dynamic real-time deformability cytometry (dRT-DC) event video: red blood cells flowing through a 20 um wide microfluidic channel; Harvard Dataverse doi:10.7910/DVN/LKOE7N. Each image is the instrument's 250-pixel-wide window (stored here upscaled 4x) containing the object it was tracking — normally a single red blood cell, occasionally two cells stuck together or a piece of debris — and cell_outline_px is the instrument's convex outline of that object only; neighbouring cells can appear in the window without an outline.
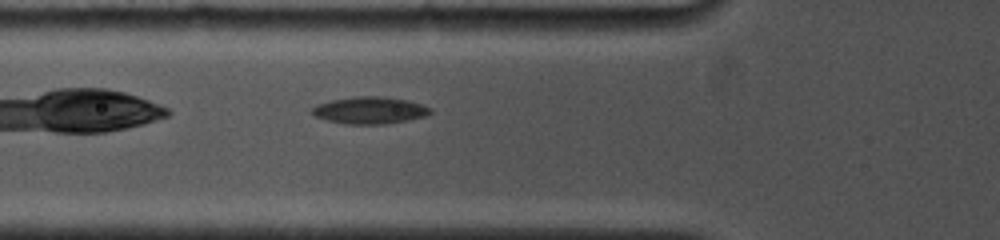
{"species": "common noctule bat (a hibernating species)", "species_latin": "Nyctalus noctula", "temperature_condition": "cold", "stored_images_in_passage": 55, "camera_frame_rate_fps": 5000, "um_per_image_px": 0.085, "animal": {"sex": "female", "body_mass_g": 19.0, "forearm_length_mm": 53.3}, "frame": {"image": 1, "passage_image": 11, "time_ms": 2.0, "image_size_px": [1000, 240], "cell_outline_px": [[432, 112], [424, 116], [408, 120], [384, 124], [348, 124], [328, 120], [316, 116], [312, 112], [312, 108], [320, 104], [332, 100], [356, 96], [380, 96], [408, 100], [432, 108]], "centroid_in_image_um": [31.47, 9.37], "position_along_channel_um": 94.3, "area_um2": 18.32}}
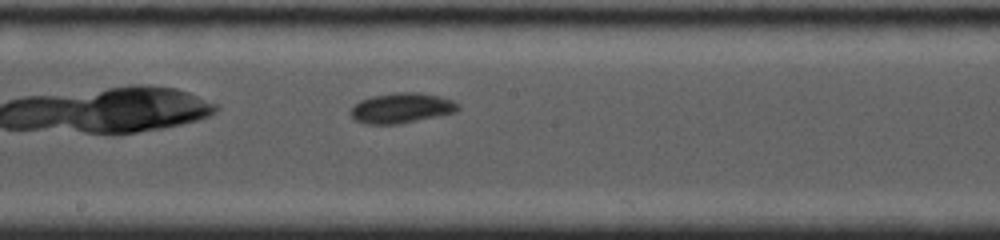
{"frame": {"image": 2, "passage_image": 27, "time_ms": 5.2, "image_size_px": [1000, 240], "cell_outline_px": [[460, 108], [456, 112], [400, 124], [364, 124], [356, 120], [348, 112], [360, 100], [372, 96], [396, 92], [420, 92], [440, 96], [452, 100], [460, 104]], "centroid_in_image_um": [34.14, 9.18], "position_along_channel_um": 214.1, "area_um2": 19.02}}
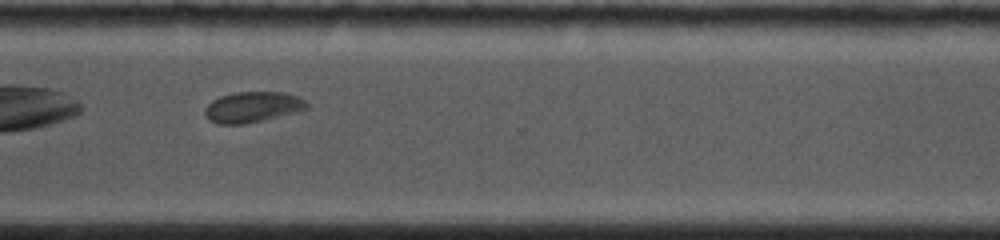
{"frame": {"image": 3, "passage_image": 45, "time_ms": 8.8, "image_size_px": [1000, 240], "cell_outline_px": [[308, 108], [244, 124], [216, 124], [208, 120], [204, 112], [204, 108], [212, 100], [220, 96], [236, 92], [284, 92], [296, 96], [304, 100], [308, 104]], "centroid_in_image_um": [21.39, 9.09], "position_along_channel_um": 349.2, "area_um2": 17.92}, "authors_computed_cell_mechanics": {"area_um2": 18.5538, "velocity_mm_per_s": 3.7456, "shape_relaxation_time_tau1_ms": 5.2634, "shape_relaxation_time_tau2_ms": 2.3326, "deformation_change_tau1": 0.1007, "deformation_change_tau2": 0.0513}}